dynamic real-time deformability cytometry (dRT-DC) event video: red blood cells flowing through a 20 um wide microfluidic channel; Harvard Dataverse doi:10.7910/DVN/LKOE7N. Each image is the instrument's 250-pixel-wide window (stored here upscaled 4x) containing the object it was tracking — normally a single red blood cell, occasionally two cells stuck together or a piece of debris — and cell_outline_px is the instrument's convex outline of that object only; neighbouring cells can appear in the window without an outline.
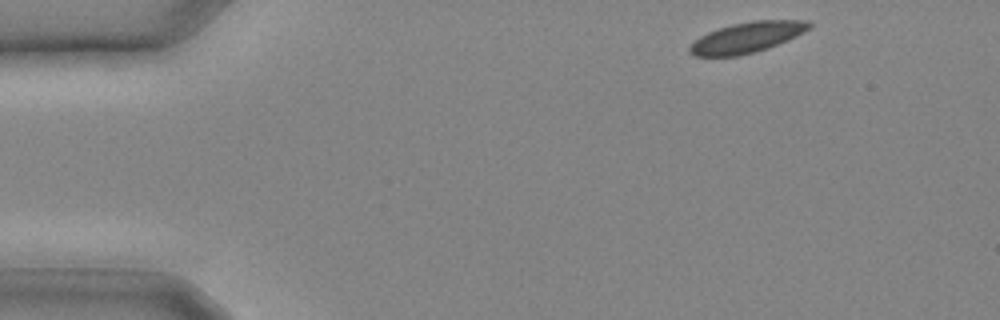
{"species": "common noctule bat (a hibernating species)", "species_latin": "Nyctalus noctula", "temperature_condition": "cold", "stored_images_in_passage": 11, "camera_frame_rate_fps": 3000, "um_per_image_px": 0.085, "animal": {"sex": "male", "body_mass_g": 20.4}, "frame": {"image": 1, "passage_image": 1, "time_ms": 0.0, "image_size_px": [1000, 320], "cell_outline_px": [[812, 24], [804, 32], [796, 36], [776, 44], [752, 52], [736, 56], [696, 56], [688, 52], [688, 48], [700, 36], [708, 32], [732, 24], [752, 20], [808, 20]], "centroid_in_image_um": [63.47, 3.16], "position_along_channel_um": 21.5, "area_um2": 20.87}}
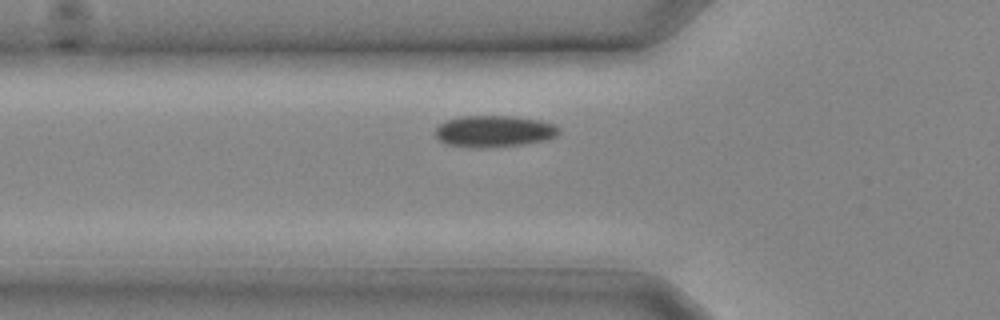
{"frame": {"image": 2, "passage_image": 7, "time_ms": 2.0, "image_size_px": [1000, 320], "cell_outline_px": [[560, 132], [556, 136], [544, 140], [524, 144], [480, 148], [476, 148], [448, 144], [440, 140], [436, 136], [436, 128], [440, 124], [448, 120], [460, 116], [512, 116], [540, 120], [552, 124], [560, 128]], "centroid_in_image_um": [42.01, 11.15], "position_along_channel_um": 83.8, "area_um2": 22.54}}
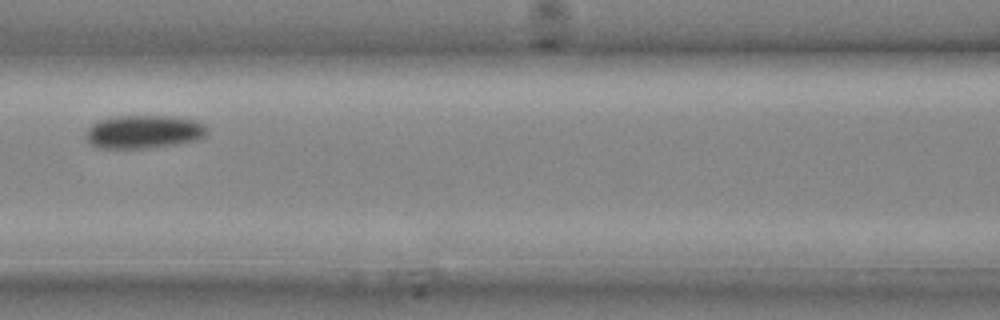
{"frame": {"image": 3, "passage_image": 10, "time_ms": 3.0, "image_size_px": [1000, 320], "cell_outline_px": [[208, 132], [204, 136], [196, 140], [176, 144], [148, 148], [96, 148], [84, 136], [88, 128], [92, 124], [100, 120], [116, 116], [176, 116], [196, 120], [204, 124], [208, 128]], "centroid_in_image_um": [12.24, 11.2], "position_along_channel_um": 154.4, "area_um2": 23.64}}